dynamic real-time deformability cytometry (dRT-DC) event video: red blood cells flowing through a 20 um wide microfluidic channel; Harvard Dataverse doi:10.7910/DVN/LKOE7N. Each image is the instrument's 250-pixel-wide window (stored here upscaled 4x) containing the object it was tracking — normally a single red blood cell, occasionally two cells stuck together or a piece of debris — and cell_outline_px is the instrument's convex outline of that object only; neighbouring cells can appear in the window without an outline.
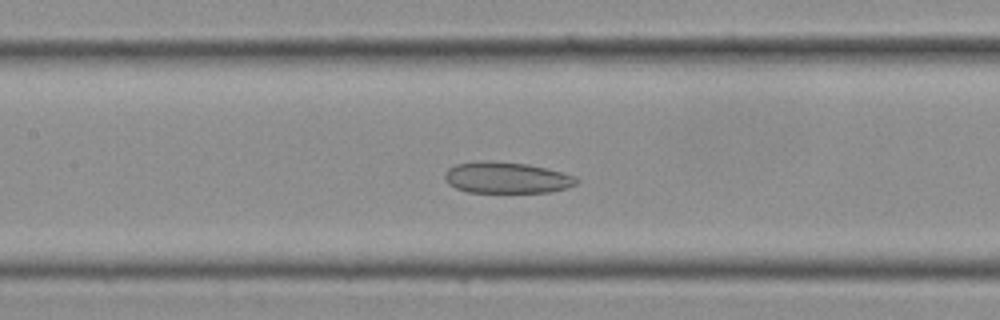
{"species": "Egyptian fruit bat (a non-hibernating species)", "species_latin": "Rousettus aegyptiacus", "temperature_condition": "cold", "stored_images_in_passage": 17, "camera_frame_rate_fps": 3000, "um_per_image_px": 0.085, "frame": {"image": 1, "passage_image": 9, "time_ms": 2.667, "image_size_px": [1000, 320], "cell_outline_px": [[580, 180], [576, 184], [568, 188], [548, 192], [468, 192], [456, 188], [448, 184], [444, 180], [444, 172], [448, 168], [456, 164], [528, 164], [548, 168], [564, 172], [576, 176]], "centroid_in_image_um": [43.14, 15.15], "position_along_channel_um": 164.3, "area_um2": 23.24}}
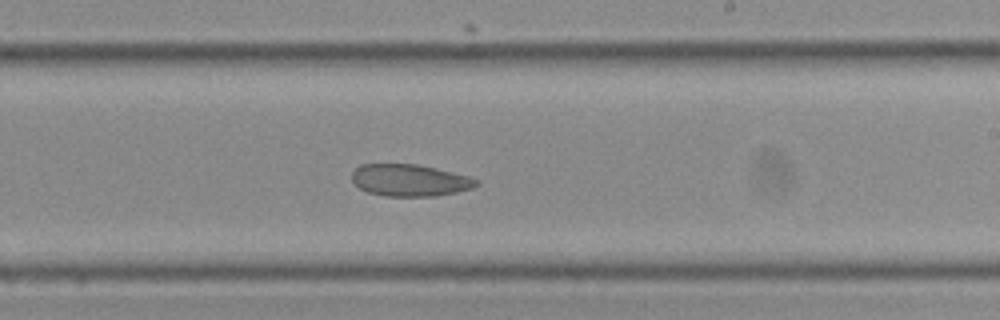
{"frame": {"image": 2, "passage_image": 13, "time_ms": 4.0, "image_size_px": [1000, 320], "cell_outline_px": [[480, 184], [472, 188], [456, 192], [436, 196], [384, 196], [368, 192], [360, 188], [352, 180], [352, 172], [360, 164], [416, 164], [436, 168], [468, 176], [480, 180]], "centroid_in_image_um": [34.85, 15.32], "position_along_channel_um": 254.2, "area_um2": 23.18}}
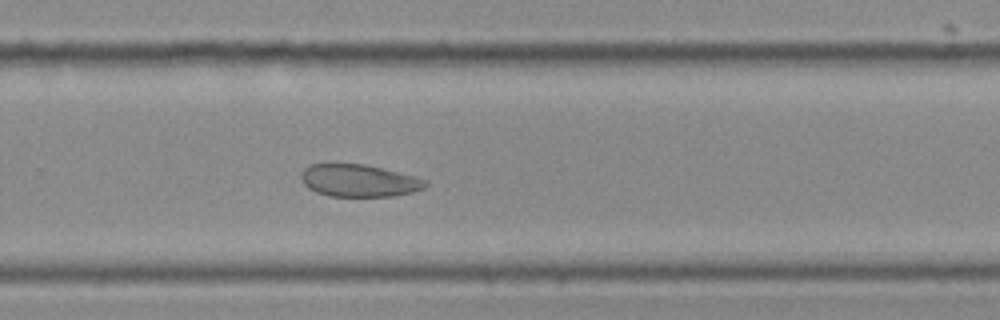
{"frame": {"image": 3, "passage_image": 15, "time_ms": 4.667, "image_size_px": [1000, 320], "cell_outline_px": [[428, 184], [424, 188], [412, 192], [392, 196], [328, 196], [316, 192], [308, 188], [304, 184], [300, 176], [300, 172], [308, 164], [364, 164], [428, 180]], "centroid_in_image_um": [30.46, 15.35], "position_along_channel_um": 299.3, "area_um2": 23.29}}